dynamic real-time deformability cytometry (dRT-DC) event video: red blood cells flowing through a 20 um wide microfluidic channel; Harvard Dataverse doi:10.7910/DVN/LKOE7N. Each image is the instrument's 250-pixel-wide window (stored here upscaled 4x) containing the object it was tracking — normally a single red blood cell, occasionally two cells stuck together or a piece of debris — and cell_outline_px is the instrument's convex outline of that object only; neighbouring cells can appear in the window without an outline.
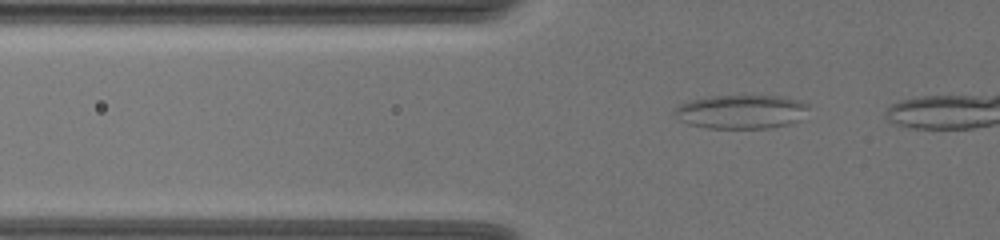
{"species": "common noctule bat (a hibernating species)", "species_latin": "Nyctalus noctula", "temperature_condition": "warm", "stored_images_in_passage": 44, "camera_frame_rate_fps": 3000, "um_per_image_px": 0.085, "animal": {"sex": "female", "body_mass_g": 19.5, "forearm_length_mm": 54.1}, "frame": {"image": 1, "passage_image": 13, "time_ms": 4.0, "image_size_px": [1000, 240], "cell_outline_px": [[808, 108], [796, 120], [788, 124], [768, 128], [708, 128], [688, 124], [680, 120], [672, 112], [680, 104], [692, 100], [712, 96], [780, 96], [796, 100], [808, 104]], "centroid_in_image_um": [62.94, 9.5], "position_along_channel_um": 62.9, "area_um2": 26.01}}
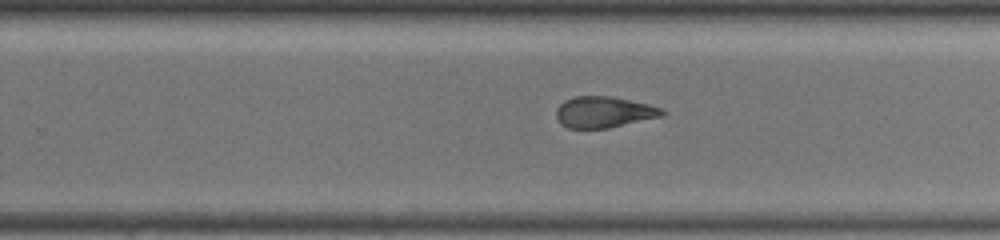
{"frame": {"image": 2, "passage_image": 32, "time_ms": 10.333, "image_size_px": [1000, 240], "cell_outline_px": [[664, 116], [608, 128], [568, 128], [560, 124], [556, 116], [556, 108], [564, 100], [576, 96], [612, 96], [648, 104], [660, 108], [664, 112]], "centroid_in_image_um": [51.3, 9.53], "position_along_channel_um": 278.5, "area_um2": 19.25}}
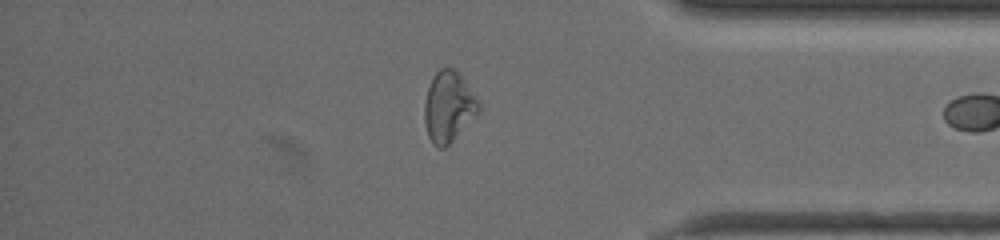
{"frame": {"image": 3, "passage_image": 43, "time_ms": 14.0, "image_size_px": [1000, 240], "cell_outline_px": [[480, 112], [444, 148], [436, 148], [432, 144], [428, 136], [424, 120], [424, 104], [428, 88], [436, 72], [440, 68], [452, 68], [464, 80], [480, 104]], "centroid_in_image_um": [38.11, 9.11], "position_along_channel_um": 397.1, "area_um2": 21.96}}